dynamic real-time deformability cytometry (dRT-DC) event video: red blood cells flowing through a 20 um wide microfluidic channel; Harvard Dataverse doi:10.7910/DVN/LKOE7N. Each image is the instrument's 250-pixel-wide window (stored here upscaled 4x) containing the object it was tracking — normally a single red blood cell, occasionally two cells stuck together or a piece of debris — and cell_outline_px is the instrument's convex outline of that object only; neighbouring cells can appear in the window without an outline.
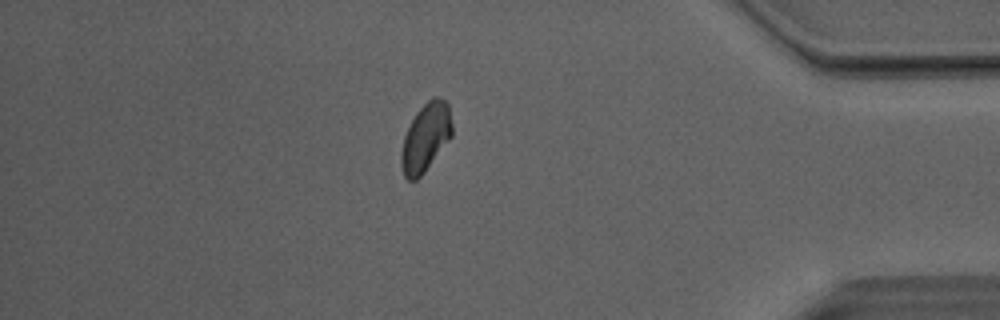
{"species": "Egyptian fruit bat (a non-hibernating species)", "species_latin": "Rousettus aegyptiacus", "temperature_condition": "room temperature", "stored_images_in_passage": 34, "camera_frame_rate_fps": 3000, "um_per_image_px": 0.085, "animal": {"sex": "male"}, "frame": {"image": 1, "passage_image": 34, "time_ms": 11.0, "image_size_px": [1000, 320], "cell_outline_px": [[452, 136], [424, 172], [416, 180], [408, 180], [404, 176], [400, 164], [400, 152], [404, 136], [416, 112], [432, 96], [436, 96], [444, 100], [448, 104], [452, 124]], "centroid_in_image_um": [36.17, 11.68], "position_along_channel_um": 399.0, "area_um2": 20.17}, "authors_computed_cell_mechanics": {"area_um2": 20.1433, "velocity_mm_per_s": 4.0617, "shape_relaxation_time_tau1_ms": 6.2717, "shape_relaxation_time_tau2_ms": 4.7618, "deformation_change_tau1": 0.1234, "deformation_change_tau2": 0.0878}}